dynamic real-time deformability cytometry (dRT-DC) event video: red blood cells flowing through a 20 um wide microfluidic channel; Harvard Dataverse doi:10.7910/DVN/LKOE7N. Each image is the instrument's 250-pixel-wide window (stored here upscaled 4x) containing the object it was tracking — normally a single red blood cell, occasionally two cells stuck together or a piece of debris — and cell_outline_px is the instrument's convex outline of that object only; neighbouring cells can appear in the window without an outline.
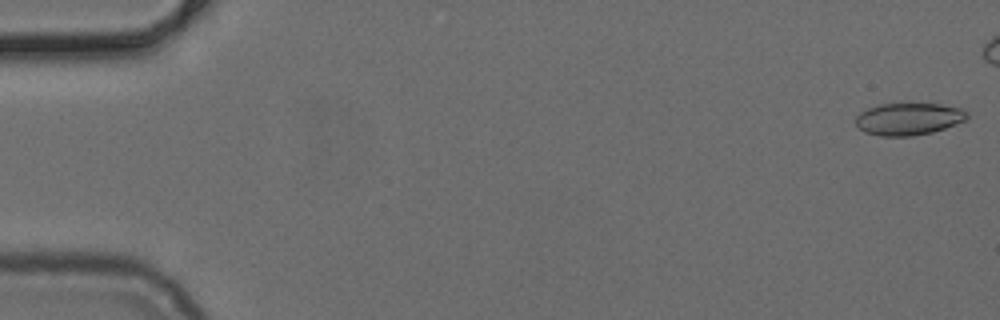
{"species": "common noctule bat (a hibernating species)", "species_latin": "Nyctalus noctula", "temperature_condition": "cold", "stored_images_in_passage": 12, "camera_frame_rate_fps": 3000, "um_per_image_px": 0.085, "animal": {"sex": "female", "body_mass_g": 24.6, "forearm_length_mm": 56.2}, "frame": {"image": 1, "passage_image": 1, "time_ms": 0.0, "image_size_px": [1000, 320], "cell_outline_px": [[968, 120], [932, 132], [912, 136], [880, 136], [864, 132], [856, 124], [856, 116], [860, 112], [868, 108], [880, 104], [900, 100], [940, 104], [960, 108], [968, 112]], "centroid_in_image_um": [77.23, 10.06], "position_along_channel_um": 7.8, "area_um2": 21.73}}